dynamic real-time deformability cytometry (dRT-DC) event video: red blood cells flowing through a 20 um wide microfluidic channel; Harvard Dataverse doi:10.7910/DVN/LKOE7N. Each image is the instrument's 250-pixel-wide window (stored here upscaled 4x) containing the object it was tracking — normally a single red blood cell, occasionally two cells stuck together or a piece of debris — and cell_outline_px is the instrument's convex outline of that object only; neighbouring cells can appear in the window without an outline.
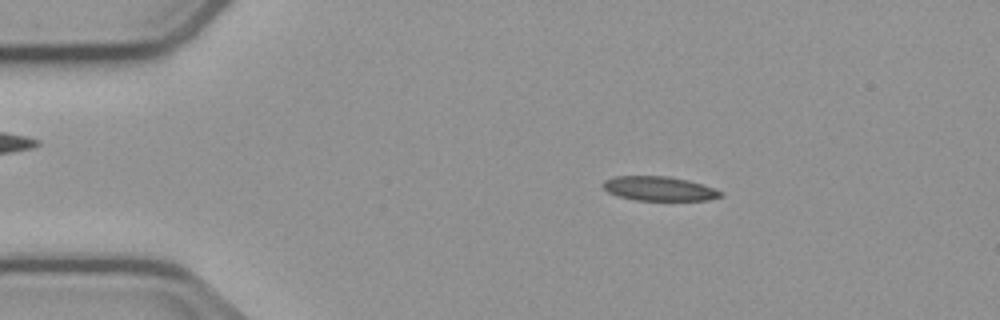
{"species": "common noctule bat (a hibernating species)", "species_latin": "Nyctalus noctula", "temperature_condition": "cold", "stored_images_in_passage": 49, "camera_frame_rate_fps": 3000, "um_per_image_px": 0.085, "animal": {"sex": "male", "body_mass_g": 23.1, "forearm_length_mm": 52.7}, "frame": {"image": 1, "passage_image": 4, "time_ms": 1.0, "image_size_px": [1000, 320], "cell_outline_px": [[724, 192], [720, 196], [708, 200], [636, 200], [616, 196], [608, 192], [600, 184], [604, 180], [616, 176], [668, 176], [688, 180]], "centroid_in_image_um": [55.96, 16.03], "position_along_channel_um": 29.0, "area_um2": 16.59}}
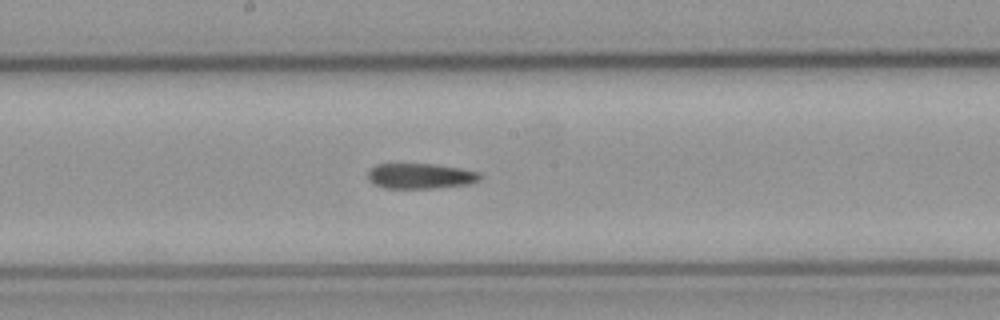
{"frame": {"image": 2, "passage_image": 23, "time_ms": 7.333, "image_size_px": [1000, 320], "cell_outline_px": [[484, 176], [480, 180], [468, 184], [432, 188], [384, 188], [368, 180], [368, 172], [376, 164], [432, 164], [460, 168], [480, 172]], "centroid_in_image_um": [35.77, 14.96], "position_along_channel_um": 212.4, "area_um2": 16.53}}
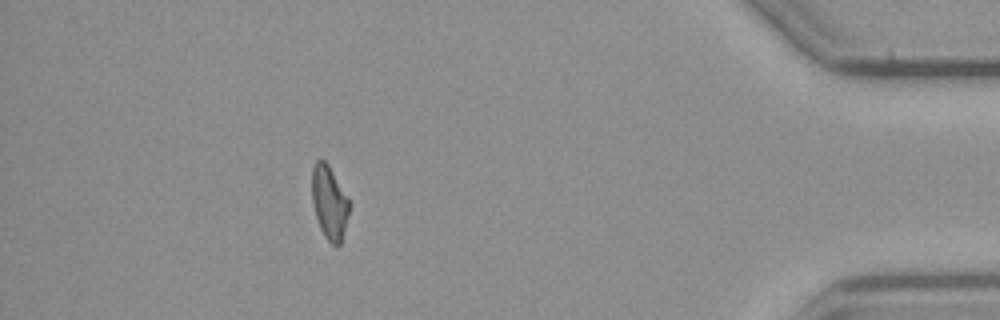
{"frame": {"image": 3, "passage_image": 43, "time_ms": 14.0, "image_size_px": [1000, 320], "cell_outline_px": [[348, 216], [340, 244], [332, 244], [324, 236], [320, 228], [316, 216], [312, 200], [312, 168], [316, 160], [324, 160], [328, 164], [348, 200]], "centroid_in_image_um": [27.96, 17.2], "position_along_channel_um": 407.2, "area_um2": 15.43}}